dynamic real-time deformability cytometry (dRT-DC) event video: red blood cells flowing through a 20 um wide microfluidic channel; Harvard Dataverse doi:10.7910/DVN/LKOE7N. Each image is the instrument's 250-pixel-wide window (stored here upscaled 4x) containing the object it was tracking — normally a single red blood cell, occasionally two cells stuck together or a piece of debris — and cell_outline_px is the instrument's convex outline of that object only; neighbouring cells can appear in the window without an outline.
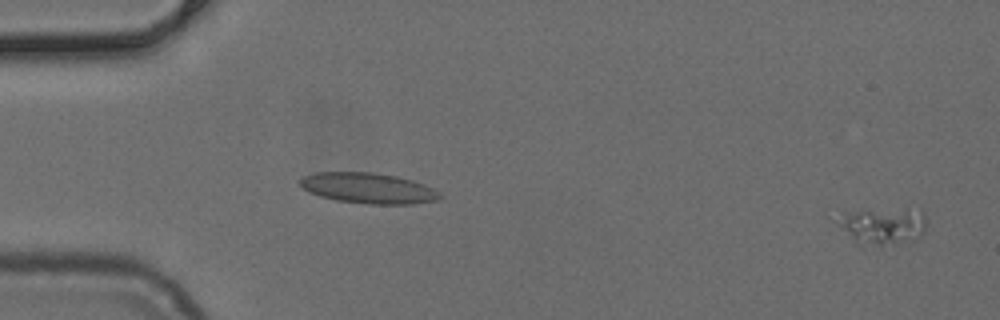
{"species": "common noctule bat (a hibernating species)", "species_latin": "Nyctalus noctula", "temperature_condition": "cold", "stored_images_in_passage": 51, "camera_frame_rate_fps": 3000, "um_per_image_px": 0.085, "animal": {"sex": "female", "body_mass_g": 24.6, "forearm_length_mm": 56.2}, "frame": {"image": 1, "passage_image": 2, "time_ms": 0.333, "image_size_px": [1000, 320], "cell_outline_px": [[924, 232], [920, 236], [908, 240], [880, 248], [860, 248], [832, 220], [848, 212], [920, 208], [924, 212]], "centroid_in_image_um": [74.97, 19.26], "position_along_channel_um": 10.0, "area_um2": 19.65}}
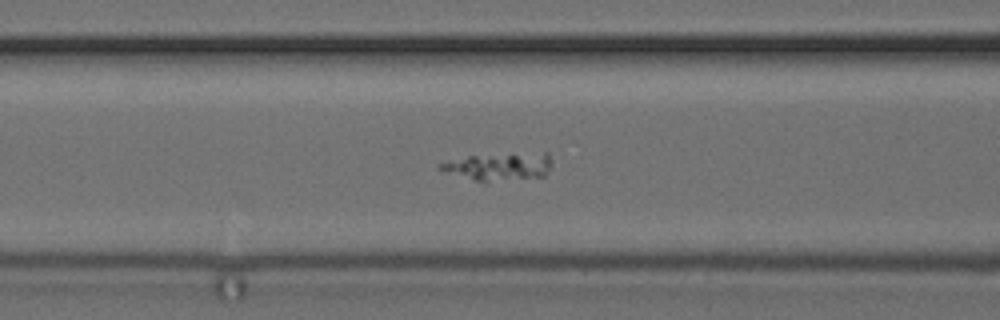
{"frame": {"image": 2, "passage_image": 21, "time_ms": 6.667, "image_size_px": [1000, 320], "cell_outline_px": [[548, 168], [544, 176], [488, 180], [472, 180], [436, 168], [436, 164], [468, 156], [544, 152], [548, 152]], "centroid_in_image_um": [42.35, 14.13], "position_along_channel_um": 124.3, "area_um2": 17.11}}
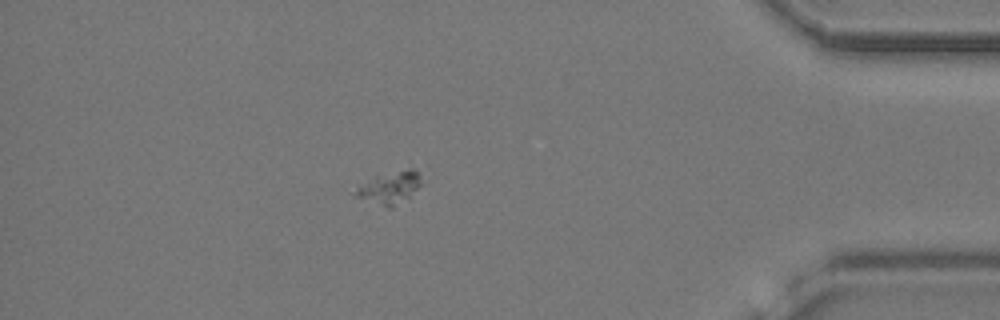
{"frame": {"image": 3, "passage_image": 45, "time_ms": 14.667, "image_size_px": [1000, 320], "cell_outline_px": [[420, 184], [408, 196], [392, 208], [388, 208], [356, 196], [352, 192], [376, 176], [408, 168], [412, 168], [420, 176]], "centroid_in_image_um": [33.12, 15.95], "position_along_channel_um": 402.1, "area_um2": 11.68}}